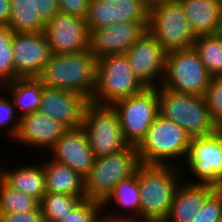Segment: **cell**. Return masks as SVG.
Here are the masks:
<instances>
[{"label": "cell", "instance_id": "cell-1", "mask_svg": "<svg viewBox=\"0 0 222 222\" xmlns=\"http://www.w3.org/2000/svg\"><path fill=\"white\" fill-rule=\"evenodd\" d=\"M181 175L184 177L179 164L177 166L141 164L138 167L137 179L141 194L140 220L142 222H163L166 219L176 188L183 180Z\"/></svg>", "mask_w": 222, "mask_h": 222}, {"label": "cell", "instance_id": "cell-2", "mask_svg": "<svg viewBox=\"0 0 222 222\" xmlns=\"http://www.w3.org/2000/svg\"><path fill=\"white\" fill-rule=\"evenodd\" d=\"M97 59L84 51L52 54L41 75L44 86L78 92L89 101L96 84Z\"/></svg>", "mask_w": 222, "mask_h": 222}, {"label": "cell", "instance_id": "cell-3", "mask_svg": "<svg viewBox=\"0 0 222 222\" xmlns=\"http://www.w3.org/2000/svg\"><path fill=\"white\" fill-rule=\"evenodd\" d=\"M190 142V135L182 127L158 114L136 151L143 165L177 166V159L179 163L186 158Z\"/></svg>", "mask_w": 222, "mask_h": 222}, {"label": "cell", "instance_id": "cell-4", "mask_svg": "<svg viewBox=\"0 0 222 222\" xmlns=\"http://www.w3.org/2000/svg\"><path fill=\"white\" fill-rule=\"evenodd\" d=\"M159 114L182 127L190 137L216 132L205 98L158 87Z\"/></svg>", "mask_w": 222, "mask_h": 222}, {"label": "cell", "instance_id": "cell-5", "mask_svg": "<svg viewBox=\"0 0 222 222\" xmlns=\"http://www.w3.org/2000/svg\"><path fill=\"white\" fill-rule=\"evenodd\" d=\"M145 88L132 71L125 54L108 55L97 60L96 84L89 102L112 106Z\"/></svg>", "mask_w": 222, "mask_h": 222}, {"label": "cell", "instance_id": "cell-6", "mask_svg": "<svg viewBox=\"0 0 222 222\" xmlns=\"http://www.w3.org/2000/svg\"><path fill=\"white\" fill-rule=\"evenodd\" d=\"M140 165L136 147L132 145L121 152L95 158L93 167L84 178L86 198L103 202L116 184L133 176Z\"/></svg>", "mask_w": 222, "mask_h": 222}, {"label": "cell", "instance_id": "cell-7", "mask_svg": "<svg viewBox=\"0 0 222 222\" xmlns=\"http://www.w3.org/2000/svg\"><path fill=\"white\" fill-rule=\"evenodd\" d=\"M82 128L87 133L95 158L112 155L126 149L117 111L111 105L89 102L85 108Z\"/></svg>", "mask_w": 222, "mask_h": 222}, {"label": "cell", "instance_id": "cell-8", "mask_svg": "<svg viewBox=\"0 0 222 222\" xmlns=\"http://www.w3.org/2000/svg\"><path fill=\"white\" fill-rule=\"evenodd\" d=\"M211 79L193 47L167 52L162 87L204 97Z\"/></svg>", "mask_w": 222, "mask_h": 222}, {"label": "cell", "instance_id": "cell-9", "mask_svg": "<svg viewBox=\"0 0 222 222\" xmlns=\"http://www.w3.org/2000/svg\"><path fill=\"white\" fill-rule=\"evenodd\" d=\"M117 111L125 141L137 146L159 114L158 88H145L142 92L116 101Z\"/></svg>", "mask_w": 222, "mask_h": 222}, {"label": "cell", "instance_id": "cell-10", "mask_svg": "<svg viewBox=\"0 0 222 222\" xmlns=\"http://www.w3.org/2000/svg\"><path fill=\"white\" fill-rule=\"evenodd\" d=\"M147 30L167 52L190 49L196 38L179 1L150 8Z\"/></svg>", "mask_w": 222, "mask_h": 222}, {"label": "cell", "instance_id": "cell-11", "mask_svg": "<svg viewBox=\"0 0 222 222\" xmlns=\"http://www.w3.org/2000/svg\"><path fill=\"white\" fill-rule=\"evenodd\" d=\"M185 164L191 179L189 184H209L217 187L222 180V137L217 133L192 137Z\"/></svg>", "mask_w": 222, "mask_h": 222}, {"label": "cell", "instance_id": "cell-12", "mask_svg": "<svg viewBox=\"0 0 222 222\" xmlns=\"http://www.w3.org/2000/svg\"><path fill=\"white\" fill-rule=\"evenodd\" d=\"M125 55L135 76L146 88H158L161 85L167 51L148 30L126 51Z\"/></svg>", "mask_w": 222, "mask_h": 222}, {"label": "cell", "instance_id": "cell-13", "mask_svg": "<svg viewBox=\"0 0 222 222\" xmlns=\"http://www.w3.org/2000/svg\"><path fill=\"white\" fill-rule=\"evenodd\" d=\"M44 35L52 54L89 50V30L84 18L59 12L45 23Z\"/></svg>", "mask_w": 222, "mask_h": 222}, {"label": "cell", "instance_id": "cell-14", "mask_svg": "<svg viewBox=\"0 0 222 222\" xmlns=\"http://www.w3.org/2000/svg\"><path fill=\"white\" fill-rule=\"evenodd\" d=\"M148 16L143 0H90L84 19L89 31L120 22H141L148 29Z\"/></svg>", "mask_w": 222, "mask_h": 222}, {"label": "cell", "instance_id": "cell-15", "mask_svg": "<svg viewBox=\"0 0 222 222\" xmlns=\"http://www.w3.org/2000/svg\"><path fill=\"white\" fill-rule=\"evenodd\" d=\"M12 48L15 80L18 78L39 77L52 56L50 45L43 32H14Z\"/></svg>", "mask_w": 222, "mask_h": 222}, {"label": "cell", "instance_id": "cell-16", "mask_svg": "<svg viewBox=\"0 0 222 222\" xmlns=\"http://www.w3.org/2000/svg\"><path fill=\"white\" fill-rule=\"evenodd\" d=\"M147 31L141 22H120L89 31V51L98 60L108 55L125 54Z\"/></svg>", "mask_w": 222, "mask_h": 222}, {"label": "cell", "instance_id": "cell-17", "mask_svg": "<svg viewBox=\"0 0 222 222\" xmlns=\"http://www.w3.org/2000/svg\"><path fill=\"white\" fill-rule=\"evenodd\" d=\"M88 103L89 100L78 92L44 86L39 111L74 129L82 127Z\"/></svg>", "mask_w": 222, "mask_h": 222}, {"label": "cell", "instance_id": "cell-18", "mask_svg": "<svg viewBox=\"0 0 222 222\" xmlns=\"http://www.w3.org/2000/svg\"><path fill=\"white\" fill-rule=\"evenodd\" d=\"M69 130L63 123L44 115L40 111L20 117L14 142L35 150H51L56 142Z\"/></svg>", "mask_w": 222, "mask_h": 222}, {"label": "cell", "instance_id": "cell-19", "mask_svg": "<svg viewBox=\"0 0 222 222\" xmlns=\"http://www.w3.org/2000/svg\"><path fill=\"white\" fill-rule=\"evenodd\" d=\"M51 159L70 167L85 178L93 167L95 156L87 133L82 127L69 129L50 150Z\"/></svg>", "mask_w": 222, "mask_h": 222}, {"label": "cell", "instance_id": "cell-20", "mask_svg": "<svg viewBox=\"0 0 222 222\" xmlns=\"http://www.w3.org/2000/svg\"><path fill=\"white\" fill-rule=\"evenodd\" d=\"M185 180L176 188L169 214L163 222H191L217 189L213 185L189 184Z\"/></svg>", "mask_w": 222, "mask_h": 222}, {"label": "cell", "instance_id": "cell-21", "mask_svg": "<svg viewBox=\"0 0 222 222\" xmlns=\"http://www.w3.org/2000/svg\"><path fill=\"white\" fill-rule=\"evenodd\" d=\"M0 179L10 188L33 196L38 201L46 193L45 172L42 164L15 166L12 170L0 165Z\"/></svg>", "mask_w": 222, "mask_h": 222}, {"label": "cell", "instance_id": "cell-22", "mask_svg": "<svg viewBox=\"0 0 222 222\" xmlns=\"http://www.w3.org/2000/svg\"><path fill=\"white\" fill-rule=\"evenodd\" d=\"M195 36L216 34L222 5L218 0H179Z\"/></svg>", "mask_w": 222, "mask_h": 222}, {"label": "cell", "instance_id": "cell-23", "mask_svg": "<svg viewBox=\"0 0 222 222\" xmlns=\"http://www.w3.org/2000/svg\"><path fill=\"white\" fill-rule=\"evenodd\" d=\"M41 163L45 172L47 193H63L86 199L83 177L67 165L51 158Z\"/></svg>", "mask_w": 222, "mask_h": 222}, {"label": "cell", "instance_id": "cell-24", "mask_svg": "<svg viewBox=\"0 0 222 222\" xmlns=\"http://www.w3.org/2000/svg\"><path fill=\"white\" fill-rule=\"evenodd\" d=\"M44 85L38 77L18 78L13 82L2 85V93L12 98L15 108H19V118L39 111L42 89Z\"/></svg>", "mask_w": 222, "mask_h": 222}, {"label": "cell", "instance_id": "cell-25", "mask_svg": "<svg viewBox=\"0 0 222 222\" xmlns=\"http://www.w3.org/2000/svg\"><path fill=\"white\" fill-rule=\"evenodd\" d=\"M140 197L139 183L136 173L131 176L120 180L113 191L103 200L102 206L106 209L108 205L115 204L120 206L124 211V215L137 217L140 219Z\"/></svg>", "mask_w": 222, "mask_h": 222}, {"label": "cell", "instance_id": "cell-26", "mask_svg": "<svg viewBox=\"0 0 222 222\" xmlns=\"http://www.w3.org/2000/svg\"><path fill=\"white\" fill-rule=\"evenodd\" d=\"M11 14L8 27L17 33L44 32L45 22L35 10V0H10Z\"/></svg>", "mask_w": 222, "mask_h": 222}, {"label": "cell", "instance_id": "cell-27", "mask_svg": "<svg viewBox=\"0 0 222 222\" xmlns=\"http://www.w3.org/2000/svg\"><path fill=\"white\" fill-rule=\"evenodd\" d=\"M193 48L207 72L212 77H222V35L216 33L196 36Z\"/></svg>", "mask_w": 222, "mask_h": 222}, {"label": "cell", "instance_id": "cell-28", "mask_svg": "<svg viewBox=\"0 0 222 222\" xmlns=\"http://www.w3.org/2000/svg\"><path fill=\"white\" fill-rule=\"evenodd\" d=\"M81 200L77 196L46 192L39 207L45 222H60Z\"/></svg>", "mask_w": 222, "mask_h": 222}, {"label": "cell", "instance_id": "cell-29", "mask_svg": "<svg viewBox=\"0 0 222 222\" xmlns=\"http://www.w3.org/2000/svg\"><path fill=\"white\" fill-rule=\"evenodd\" d=\"M39 207V201L33 196L8 187L0 179V213H25L35 211Z\"/></svg>", "mask_w": 222, "mask_h": 222}, {"label": "cell", "instance_id": "cell-30", "mask_svg": "<svg viewBox=\"0 0 222 222\" xmlns=\"http://www.w3.org/2000/svg\"><path fill=\"white\" fill-rule=\"evenodd\" d=\"M13 36L11 28L0 26V87L15 80Z\"/></svg>", "mask_w": 222, "mask_h": 222}, {"label": "cell", "instance_id": "cell-31", "mask_svg": "<svg viewBox=\"0 0 222 222\" xmlns=\"http://www.w3.org/2000/svg\"><path fill=\"white\" fill-rule=\"evenodd\" d=\"M204 98L210 117L217 125L222 121V77H212Z\"/></svg>", "mask_w": 222, "mask_h": 222}, {"label": "cell", "instance_id": "cell-32", "mask_svg": "<svg viewBox=\"0 0 222 222\" xmlns=\"http://www.w3.org/2000/svg\"><path fill=\"white\" fill-rule=\"evenodd\" d=\"M101 207V201L83 199L60 222H95Z\"/></svg>", "mask_w": 222, "mask_h": 222}, {"label": "cell", "instance_id": "cell-33", "mask_svg": "<svg viewBox=\"0 0 222 222\" xmlns=\"http://www.w3.org/2000/svg\"><path fill=\"white\" fill-rule=\"evenodd\" d=\"M18 110L19 109H16L13 105V102L8 94H4L3 96V94L0 92V128L3 129V127H9V129L5 132L8 131L7 134H9L11 138H14L18 131L20 120L19 115H17V113L19 114Z\"/></svg>", "mask_w": 222, "mask_h": 222}, {"label": "cell", "instance_id": "cell-34", "mask_svg": "<svg viewBox=\"0 0 222 222\" xmlns=\"http://www.w3.org/2000/svg\"><path fill=\"white\" fill-rule=\"evenodd\" d=\"M191 222H222V194L216 189Z\"/></svg>", "mask_w": 222, "mask_h": 222}, {"label": "cell", "instance_id": "cell-35", "mask_svg": "<svg viewBox=\"0 0 222 222\" xmlns=\"http://www.w3.org/2000/svg\"><path fill=\"white\" fill-rule=\"evenodd\" d=\"M0 222H45L40 207L25 213H0Z\"/></svg>", "mask_w": 222, "mask_h": 222}, {"label": "cell", "instance_id": "cell-36", "mask_svg": "<svg viewBox=\"0 0 222 222\" xmlns=\"http://www.w3.org/2000/svg\"><path fill=\"white\" fill-rule=\"evenodd\" d=\"M89 2L90 0H58L59 11L64 14L84 18L89 7Z\"/></svg>", "mask_w": 222, "mask_h": 222}, {"label": "cell", "instance_id": "cell-37", "mask_svg": "<svg viewBox=\"0 0 222 222\" xmlns=\"http://www.w3.org/2000/svg\"><path fill=\"white\" fill-rule=\"evenodd\" d=\"M35 10L45 23L60 12L58 0H35Z\"/></svg>", "mask_w": 222, "mask_h": 222}, {"label": "cell", "instance_id": "cell-38", "mask_svg": "<svg viewBox=\"0 0 222 222\" xmlns=\"http://www.w3.org/2000/svg\"><path fill=\"white\" fill-rule=\"evenodd\" d=\"M104 210H106V209L102 206L96 216L95 222H142L137 217L128 216L127 214L124 215L123 212H119V211L116 212V210H115L112 213L106 214L104 212ZM103 213H105V214H103ZM120 213H122V214H120Z\"/></svg>", "mask_w": 222, "mask_h": 222}, {"label": "cell", "instance_id": "cell-39", "mask_svg": "<svg viewBox=\"0 0 222 222\" xmlns=\"http://www.w3.org/2000/svg\"><path fill=\"white\" fill-rule=\"evenodd\" d=\"M11 1L0 0V26H8L11 14Z\"/></svg>", "mask_w": 222, "mask_h": 222}, {"label": "cell", "instance_id": "cell-40", "mask_svg": "<svg viewBox=\"0 0 222 222\" xmlns=\"http://www.w3.org/2000/svg\"><path fill=\"white\" fill-rule=\"evenodd\" d=\"M179 0H143L145 6L150 9L158 4L178 2Z\"/></svg>", "mask_w": 222, "mask_h": 222}, {"label": "cell", "instance_id": "cell-41", "mask_svg": "<svg viewBox=\"0 0 222 222\" xmlns=\"http://www.w3.org/2000/svg\"><path fill=\"white\" fill-rule=\"evenodd\" d=\"M216 132L222 137V121L216 125Z\"/></svg>", "mask_w": 222, "mask_h": 222}, {"label": "cell", "instance_id": "cell-42", "mask_svg": "<svg viewBox=\"0 0 222 222\" xmlns=\"http://www.w3.org/2000/svg\"><path fill=\"white\" fill-rule=\"evenodd\" d=\"M217 34L222 35V7H221V12H220V24H219V29Z\"/></svg>", "mask_w": 222, "mask_h": 222}, {"label": "cell", "instance_id": "cell-43", "mask_svg": "<svg viewBox=\"0 0 222 222\" xmlns=\"http://www.w3.org/2000/svg\"><path fill=\"white\" fill-rule=\"evenodd\" d=\"M217 190L222 194V180L219 183V185L217 186Z\"/></svg>", "mask_w": 222, "mask_h": 222}]
</instances>
